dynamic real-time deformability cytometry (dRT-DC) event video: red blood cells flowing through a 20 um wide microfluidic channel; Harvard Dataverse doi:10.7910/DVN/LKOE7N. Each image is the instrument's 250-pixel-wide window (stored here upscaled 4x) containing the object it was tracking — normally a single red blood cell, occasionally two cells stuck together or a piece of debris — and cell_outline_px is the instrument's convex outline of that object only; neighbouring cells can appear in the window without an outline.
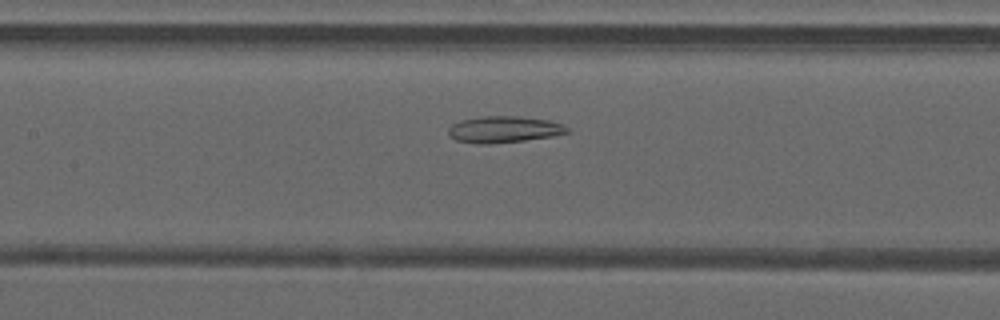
{"species": "common noctule bat (a hibernating species)", "species_latin": "Nyctalus noctula", "temperature_condition": "warm", "stored_images_in_passage": 36, "camera_frame_rate_fps": 3000, "um_per_image_px": 0.085, "animal": {"sex": "male", "forearm_length_mm": 52.5}, "frame": {"image": 1, "passage_image": 15, "time_ms": 4.667, "image_size_px": [1000, 320], "cell_outline_px": [[572, 132], [552, 136], [524, 140], [488, 144], [476, 144], [456, 140], [448, 136], [448, 128], [452, 124], [460, 120], [480, 116], [516, 116], [548, 120], [564, 124]], "centroid_in_image_um": [42.82, 11.0], "position_along_channel_um": 164.6, "area_um2": 18.5}}
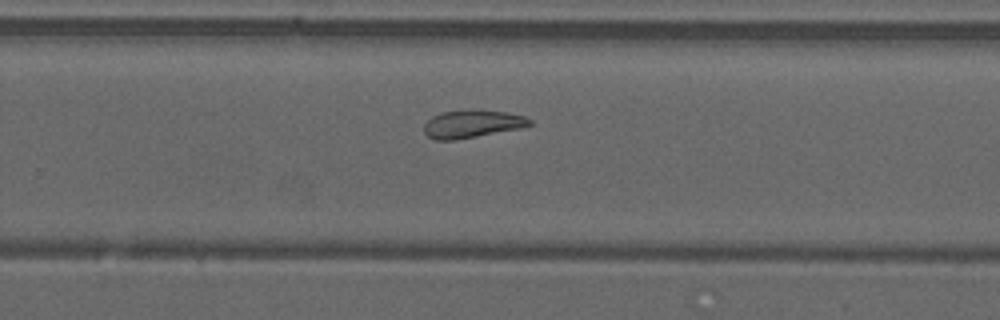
{"frame": {"image": 2, "passage_image": 24, "time_ms": 7.667, "image_size_px": [1000, 320], "cell_outline_px": [[532, 124], [520, 128], [456, 140], [436, 140], [428, 136], [424, 132], [424, 124], [432, 116], [444, 112], [476, 108], [480, 108], [508, 112], [524, 116], [532, 120]], "centroid_in_image_um": [40.15, 10.51], "position_along_channel_um": 289.7, "area_um2": 17.34}}
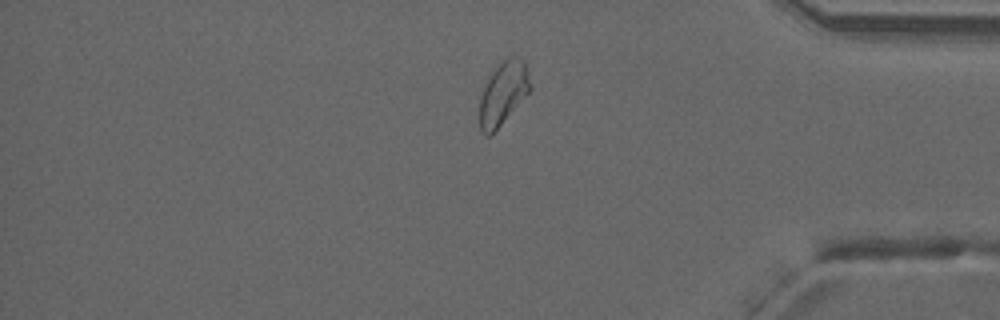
{"frame": {"image": 3, "passage_image": 33, "time_ms": 10.667, "image_size_px": [1000, 320], "cell_outline_px": [[532, 88], [500, 124], [488, 136], [484, 136], [480, 132], [480, 96], [488, 76], [508, 56], [516, 56], [524, 60]], "centroid_in_image_um": [42.75, 7.9], "position_along_channel_um": 392.4, "area_um2": 18.21}}